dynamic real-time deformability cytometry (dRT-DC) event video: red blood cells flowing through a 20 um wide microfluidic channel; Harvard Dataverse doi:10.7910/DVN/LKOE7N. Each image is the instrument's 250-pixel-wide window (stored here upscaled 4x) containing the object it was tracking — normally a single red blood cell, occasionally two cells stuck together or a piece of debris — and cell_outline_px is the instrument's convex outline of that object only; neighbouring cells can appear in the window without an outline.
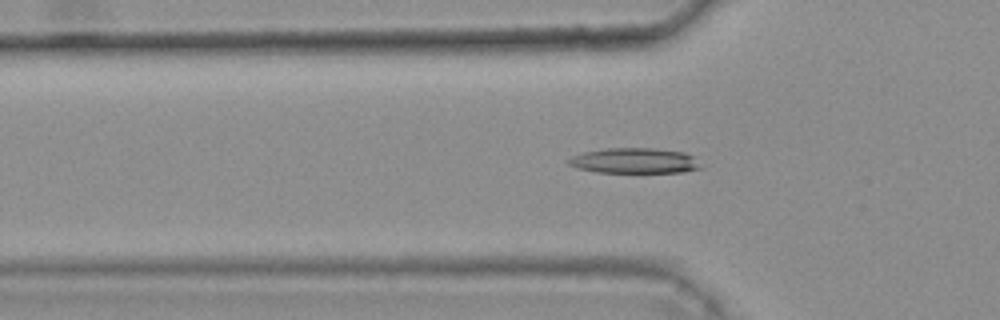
{"species": "common noctule bat (a hibernating species)", "species_latin": "Nyctalus noctula", "temperature_condition": "warm", "stored_images_in_passage": 47, "camera_frame_rate_fps": 3000, "um_per_image_px": 0.085, "animal": {"sex": "female", "body_mass_g": 25.1}, "frame": {"image": 1, "passage_image": 17, "time_ms": 5.333, "image_size_px": [1000, 320], "cell_outline_px": [[700, 168], [684, 172], [596, 172], [580, 168], [568, 164], [568, 160], [572, 156], [584, 152], [608, 148], [652, 148], [684, 152], [692, 156]], "centroid_in_image_um": [53.91, 13.66], "position_along_channel_um": 71.9, "area_um2": 19.13}}
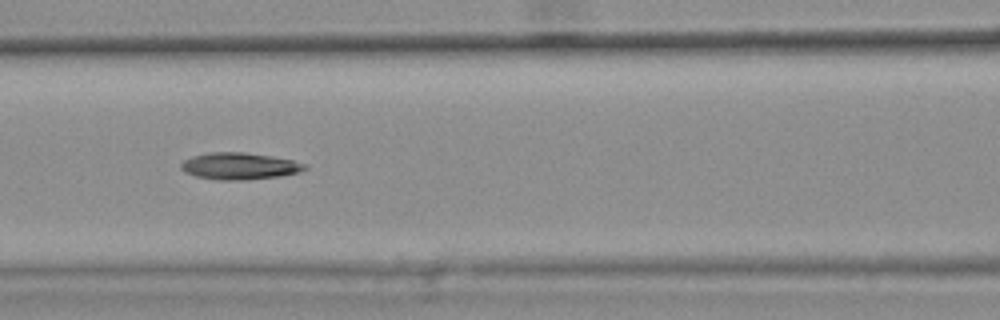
{"frame": {"image": 2, "passage_image": 23, "time_ms": 7.333, "image_size_px": [1000, 320], "cell_outline_px": [[308, 168], [300, 172], [280, 176], [244, 180], [216, 180], [196, 176], [184, 172], [180, 168], [180, 164], [184, 160], [192, 156], [208, 152], [244, 152], [272, 156], [292, 160], [308, 164]], "centroid_in_image_um": [20.36, 14.11], "position_along_channel_um": 146.2, "area_um2": 19.54}}
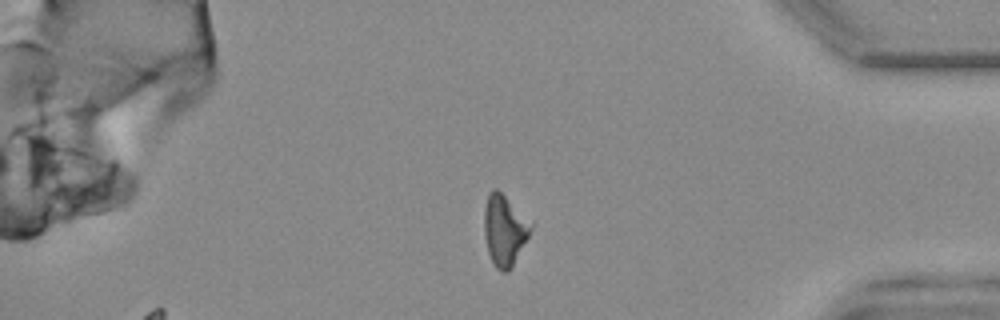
{"frame": {"image": 3, "passage_image": 45, "time_ms": 14.667, "image_size_px": [1000, 320], "cell_outline_px": [[532, 228], [512, 268], [508, 272], [500, 272], [496, 268], [488, 252], [484, 236], [484, 208], [488, 196], [492, 188], [496, 188], [532, 224]], "centroid_in_image_um": [42.85, 19.61], "position_along_channel_um": 392.3, "area_um2": 18.84}}